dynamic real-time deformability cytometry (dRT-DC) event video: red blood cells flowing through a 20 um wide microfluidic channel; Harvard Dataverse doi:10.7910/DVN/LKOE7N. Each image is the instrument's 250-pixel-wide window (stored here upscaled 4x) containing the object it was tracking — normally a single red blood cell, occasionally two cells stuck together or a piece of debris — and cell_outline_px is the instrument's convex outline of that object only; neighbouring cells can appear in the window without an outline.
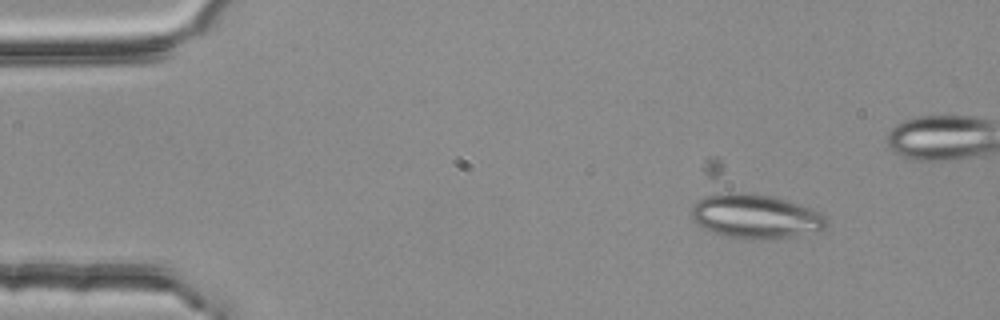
{"species": "common noctule bat (a hibernating species)", "species_latin": "Nyctalus noctula", "temperature_condition": "room temperature", "stored_images_in_passage": 3, "camera_frame_rate_fps": 3000, "um_per_image_px": 0.085, "animal": {"sex": "female", "body_mass_g": 25.1}, "frame": {"image": 1, "passage_image": 1, "time_ms": 0.0, "image_size_px": [1000, 320], "cell_outline_px": [[828, 224], [824, 228], [788, 236], [756, 240], [724, 236], [712, 232], [704, 228], [692, 220], [692, 208], [700, 200], [716, 192], [748, 192], [772, 196], [788, 200], [820, 212], [828, 220]], "centroid_in_image_um": [64.18, 18.37], "position_along_channel_um": 20.8, "area_um2": 34.45}}